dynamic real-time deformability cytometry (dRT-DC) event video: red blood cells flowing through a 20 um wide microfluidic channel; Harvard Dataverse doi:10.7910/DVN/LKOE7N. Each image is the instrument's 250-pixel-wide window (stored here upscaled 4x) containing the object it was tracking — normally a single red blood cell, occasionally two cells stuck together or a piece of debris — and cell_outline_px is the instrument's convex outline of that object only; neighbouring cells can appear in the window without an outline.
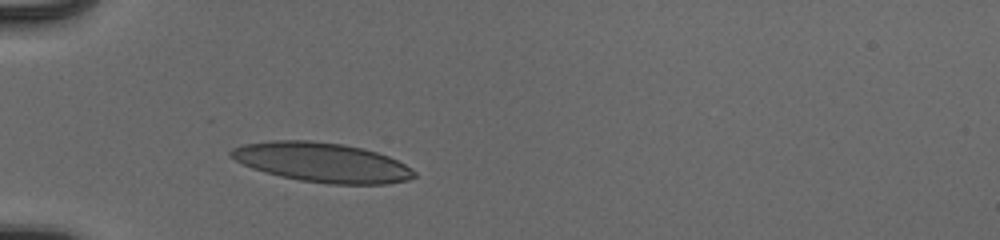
{"species": "human", "species_latin": "Homo sapiens", "temperature_condition": "cold", "stored_images_in_passage": 30, "camera_frame_rate_fps": 3000, "um_per_image_px": 0.085, "donor": {"sex": "male"}, "frame": {"image": 1, "passage_image": 1, "time_ms": 0.0, "image_size_px": [1000, 240], "cell_outline_px": [[416, 176], [408, 180], [384, 184], [328, 184], [300, 180], [280, 176], [264, 172], [252, 168], [228, 156], [228, 152], [232, 148], [244, 144], [272, 140], [308, 140], [344, 144], [364, 148], [388, 156], [404, 164], [416, 172]], "centroid_in_image_um": [27.35, 13.8], "position_along_channel_um": 57.6, "area_um2": 42.19}}
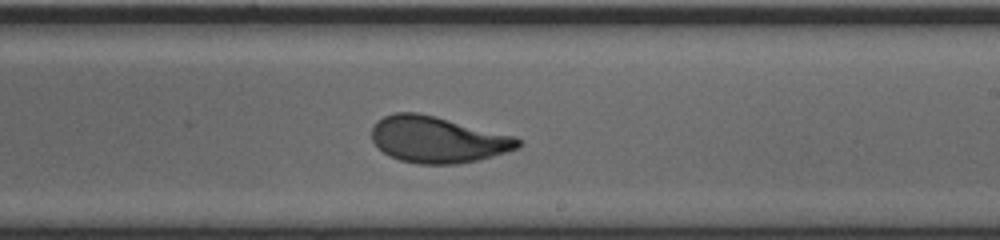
{"frame": {"image": 2, "passage_image": 17, "time_ms": 5.333, "image_size_px": [1000, 240], "cell_outline_px": [[520, 148], [492, 156], [476, 160], [456, 164], [416, 164], [400, 160], [388, 156], [372, 140], [372, 128], [376, 120], [384, 116], [396, 112], [416, 112], [436, 116], [516, 136], [520, 140]], "centroid_in_image_um": [37.2, 11.86], "position_along_channel_um": 251.8, "area_um2": 39.59}}
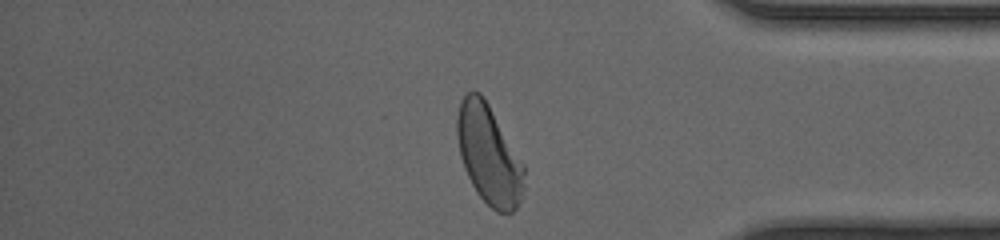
{"frame": {"image": 3, "passage_image": 29, "time_ms": 9.333, "image_size_px": [1000, 240], "cell_outline_px": [[524, 188], [520, 200], [516, 208], [512, 212], [496, 212], [476, 192], [464, 168], [460, 156], [456, 132], [456, 116], [460, 100], [468, 92], [480, 92], [484, 96], [524, 164]], "centroid_in_image_um": [41.54, 13.13], "position_along_channel_um": 393.7, "area_um2": 38.78}, "authors_computed_cell_mechanics": {"area_um2": 39.5641, "velocity_mm_per_s": 3.9079, "shape_relaxation_time_tau1_ms": 3.8039, "shape_relaxation_time_tau2_ms": 0.8261, "deformation_change_tau1": 0.1898, "deformation_change_tau2": 0.0773}}